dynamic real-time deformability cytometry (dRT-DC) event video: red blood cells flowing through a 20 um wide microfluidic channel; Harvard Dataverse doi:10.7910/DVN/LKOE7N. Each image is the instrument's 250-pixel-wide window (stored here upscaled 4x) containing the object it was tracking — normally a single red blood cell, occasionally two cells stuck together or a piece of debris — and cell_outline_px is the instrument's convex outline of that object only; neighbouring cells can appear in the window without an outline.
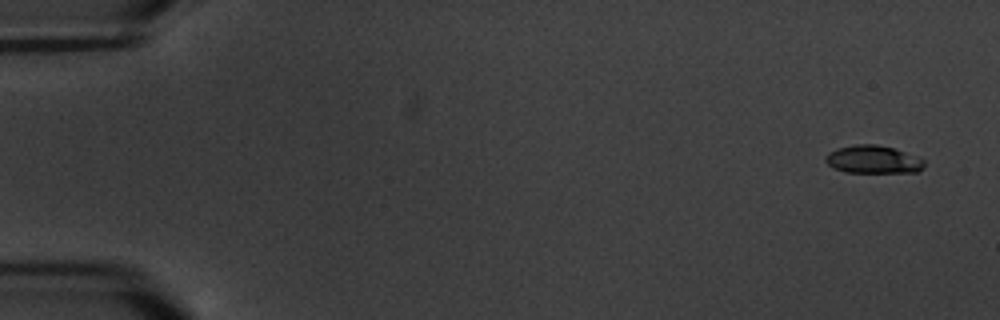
{"species": "common noctule bat (a hibernating species)", "species_latin": "Nyctalus noctula", "temperature_condition": "warm", "stored_images_in_passage": 10, "camera_frame_rate_fps": 3000, "um_per_image_px": 0.085, "animal": {"sex": "male", "body_mass_g": 20.1, "forearm_length_mm": 53.5}, "frame": {"image": 1, "passage_image": 1, "time_ms": 0.0, "image_size_px": [1000, 320], "cell_outline_px": [[924, 168], [916, 172], [844, 172], [832, 168], [824, 160], [828, 152], [836, 148], [856, 144], [876, 144], [892, 148], [920, 156], [924, 160]], "centroid_in_image_um": [74.21, 13.55], "position_along_channel_um": 10.8, "area_um2": 16.24}}
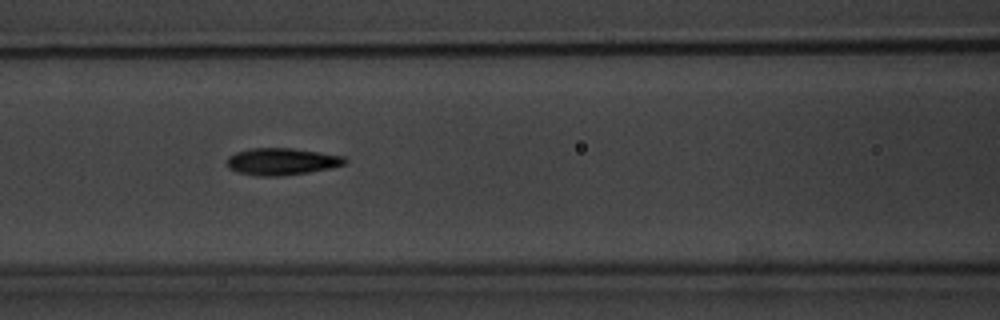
{"frame": {"image": 2, "passage_image": 8, "time_ms": 8.0, "image_size_px": [1000, 320], "cell_outline_px": [[348, 160], [344, 164], [332, 168], [308, 172], [280, 176], [256, 176], [236, 172], [228, 168], [228, 156], [236, 152], [248, 148], [292, 148], [320, 152], [344, 156]], "centroid_in_image_um": [23.94, 13.73], "position_along_channel_um": 142.7, "area_um2": 18.67}}
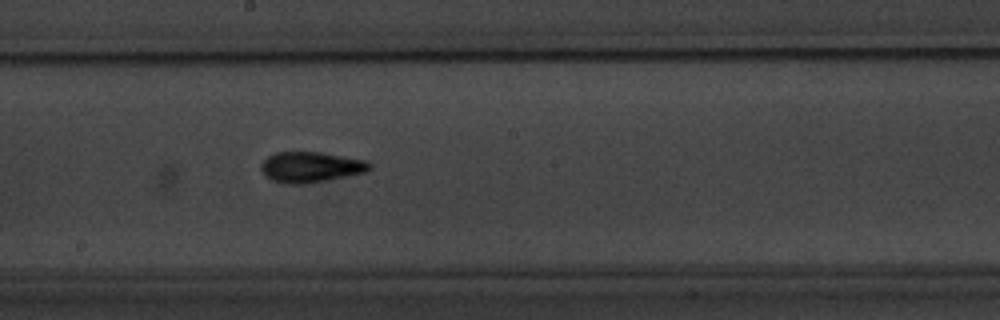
{"frame": {"image": 3, "passage_image": 10, "time_ms": 10.333, "image_size_px": [1000, 320], "cell_outline_px": [[372, 168], [364, 172], [304, 184], [284, 184], [272, 180], [264, 176], [260, 168], [260, 164], [268, 156], [276, 152], [320, 152], [368, 160], [372, 164]], "centroid_in_image_um": [26.38, 14.19], "position_along_channel_um": 221.8, "area_um2": 19.36}}